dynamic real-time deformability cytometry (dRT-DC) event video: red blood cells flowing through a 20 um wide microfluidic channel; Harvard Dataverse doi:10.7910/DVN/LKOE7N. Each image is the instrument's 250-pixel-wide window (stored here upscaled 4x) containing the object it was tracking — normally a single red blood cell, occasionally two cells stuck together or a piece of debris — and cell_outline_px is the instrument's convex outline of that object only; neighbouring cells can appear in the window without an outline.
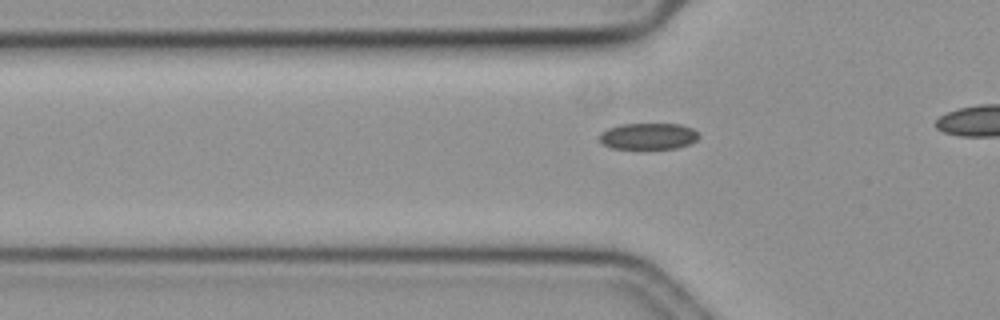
{"species": "common noctule bat (a hibernating species)", "species_latin": "Nyctalus noctula", "temperature_condition": "cold", "stored_images_in_passage": 35, "camera_frame_rate_fps": 3000, "um_per_image_px": 0.085, "animal": {"sex": "female", "body_mass_g": 19.3, "forearm_length_mm": 54.1}, "frame": {"image": 1, "passage_image": 15, "time_ms": 4.667, "image_size_px": [1000, 320], "cell_outline_px": [[700, 136], [696, 140], [688, 144], [676, 148], [612, 148], [604, 144], [600, 140], [600, 132], [608, 128], [620, 124], [680, 124], [692, 128]], "centroid_in_image_um": [55.1, 11.56], "position_along_channel_um": 70.7, "area_um2": 15.09}}
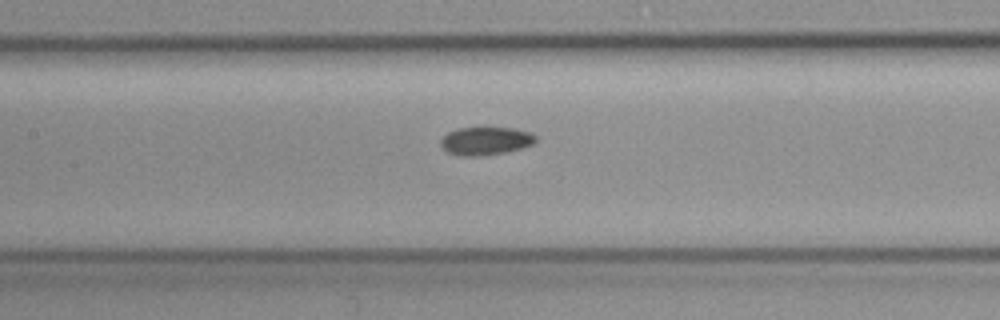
{"frame": {"image": 2, "passage_image": 23, "time_ms": 7.333, "image_size_px": [1000, 320], "cell_outline_px": [[536, 140], [532, 144], [520, 148], [504, 152], [480, 156], [464, 156], [448, 152], [440, 144], [440, 140], [448, 132], [456, 128], [484, 124], [488, 124], [516, 128], [532, 132], [536, 136]], "centroid_in_image_um": [41.29, 11.9], "position_along_channel_um": 166.1, "area_um2": 16.36}}
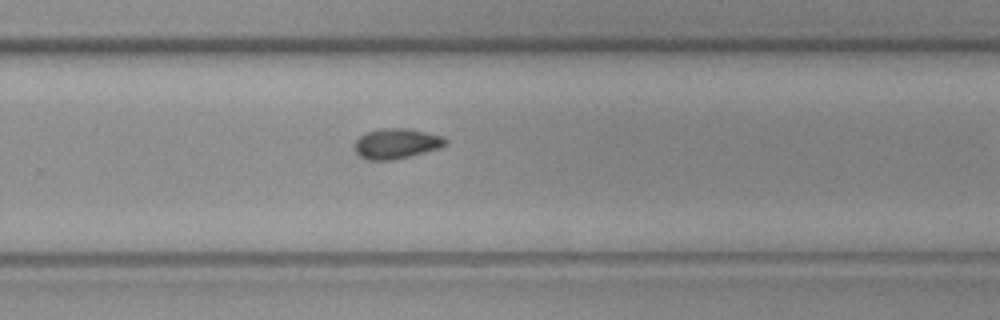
{"frame": {"image": 3, "passage_image": 34, "time_ms": 11.0, "image_size_px": [1000, 320], "cell_outline_px": [[448, 140], [444, 144], [436, 148], [424, 152], [392, 160], [368, 160], [360, 156], [356, 152], [356, 140], [360, 136], [368, 132], [384, 128], [408, 128], [444, 136]], "centroid_in_image_um": [33.69, 12.19], "position_along_channel_um": 296.1, "area_um2": 15.66}}